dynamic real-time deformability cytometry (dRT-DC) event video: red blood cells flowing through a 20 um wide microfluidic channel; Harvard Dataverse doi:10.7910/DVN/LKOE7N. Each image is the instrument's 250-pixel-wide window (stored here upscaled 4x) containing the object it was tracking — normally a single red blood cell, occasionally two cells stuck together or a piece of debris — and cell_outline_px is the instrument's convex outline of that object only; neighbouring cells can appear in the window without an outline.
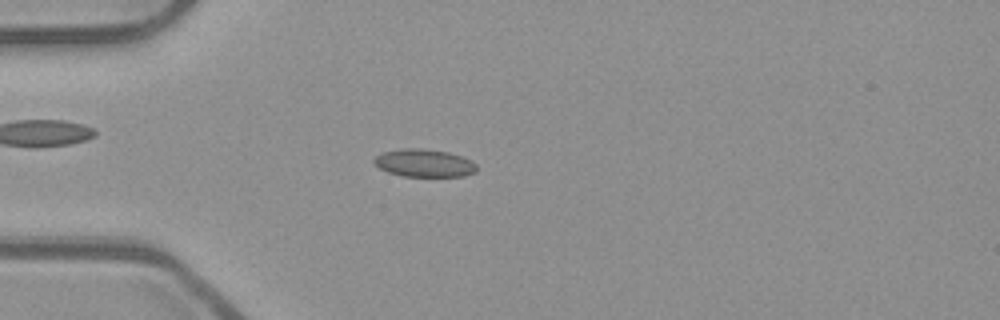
{"species": "common noctule bat (a hibernating species)", "species_latin": "Nyctalus noctula", "temperature_condition": "room temperature", "stored_images_in_passage": 53, "camera_frame_rate_fps": 3000, "um_per_image_px": 0.085, "animal": {"sex": "male", "body_mass_g": 23.1, "forearm_length_mm": 52.7}, "frame": {"image": 1, "passage_image": 15, "time_ms": 4.667, "image_size_px": [1000, 320], "cell_outline_px": [[476, 172], [464, 176], [404, 176], [388, 172], [380, 168], [372, 160], [380, 152], [400, 148], [424, 148], [448, 152], [472, 160], [476, 164]], "centroid_in_image_um": [36.05, 13.84], "position_along_channel_um": 49.0, "area_um2": 16.7}}
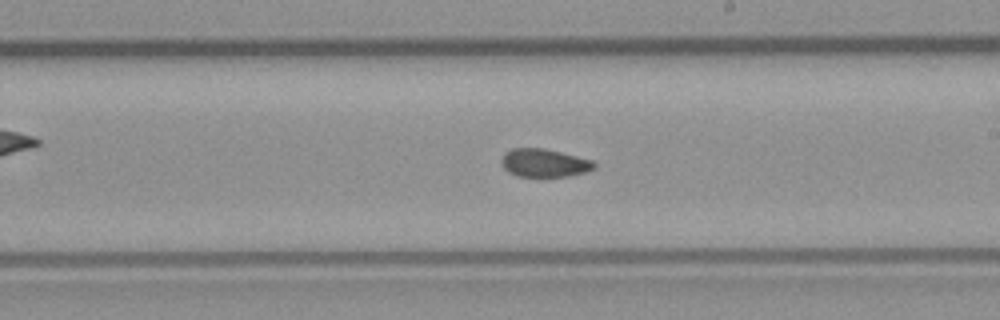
{"frame": {"image": 2, "passage_image": 31, "time_ms": 10.0, "image_size_px": [1000, 320], "cell_outline_px": [[596, 168], [584, 172], [568, 176], [544, 180], [516, 176], [508, 172], [500, 164], [500, 160], [504, 152], [512, 148], [544, 148], [592, 160], [596, 164]], "centroid_in_image_um": [46.21, 13.9], "position_along_channel_um": 242.8, "area_um2": 16.01}}
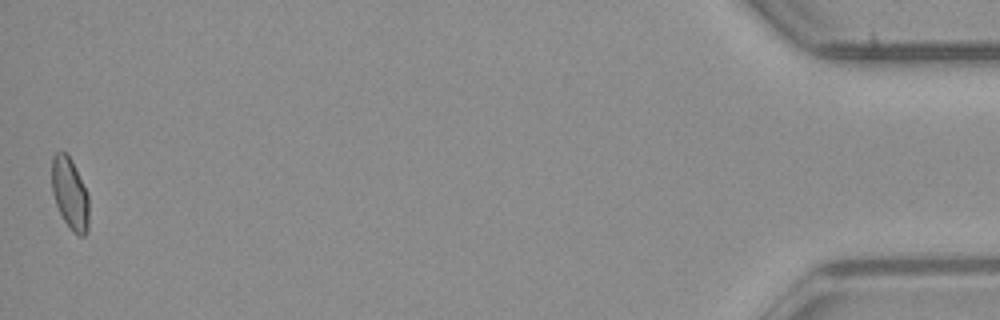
{"frame": {"image": 3, "passage_image": 53, "time_ms": 17.333, "image_size_px": [1000, 320], "cell_outline_px": [[88, 232], [84, 236], [80, 236], [72, 232], [64, 220], [56, 204], [52, 192], [52, 156], [56, 152], [64, 152], [72, 160], [88, 192]], "centroid_in_image_um": [5.95, 16.47], "position_along_channel_um": 429.2, "area_um2": 15.55}, "authors_computed_cell_mechanics": {"area_um2": 15.9528, "velocity_mm_per_s": 3.8904, "shape_relaxation_time_tau1_ms": null, "shape_relaxation_time_tau2_ms": 2.0085, "deformation_change_tau1": null, "deformation_change_tau2": 0.0642}}